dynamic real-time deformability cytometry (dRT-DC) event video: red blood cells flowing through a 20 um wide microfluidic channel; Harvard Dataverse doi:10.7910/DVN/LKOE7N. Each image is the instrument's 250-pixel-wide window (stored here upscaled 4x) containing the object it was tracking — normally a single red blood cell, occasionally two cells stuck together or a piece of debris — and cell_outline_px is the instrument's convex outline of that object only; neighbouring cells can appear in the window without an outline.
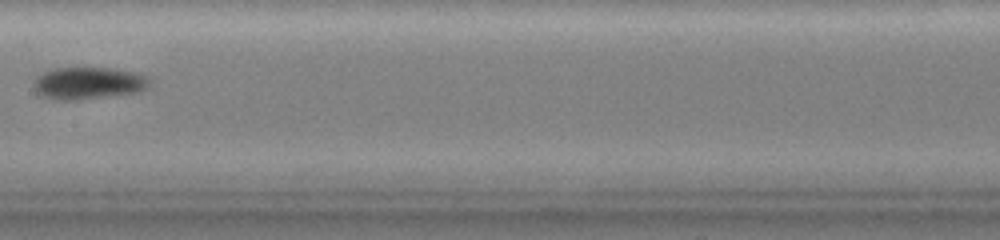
{"species": "common noctule bat (a hibernating species)", "species_latin": "Nyctalus noctula", "temperature_condition": "warm", "stored_images_in_passage": 19, "camera_frame_rate_fps": 3000, "um_per_image_px": 0.085, "animal": {"sex": "female", "body_mass_g": 19.0, "forearm_length_mm": 51.5}, "frame": {"image": 1, "passage_image": 16, "time_ms": 9.333, "image_size_px": [1000, 240], "cell_outline_px": [[148, 80], [144, 88], [132, 92], [88, 96], [48, 96], [40, 92], [36, 88], [36, 80], [44, 72], [56, 68], [116, 68], [132, 72], [144, 76]], "centroid_in_image_um": [7.55, 6.96], "position_along_channel_um": 199.8, "area_um2": 19.19}}